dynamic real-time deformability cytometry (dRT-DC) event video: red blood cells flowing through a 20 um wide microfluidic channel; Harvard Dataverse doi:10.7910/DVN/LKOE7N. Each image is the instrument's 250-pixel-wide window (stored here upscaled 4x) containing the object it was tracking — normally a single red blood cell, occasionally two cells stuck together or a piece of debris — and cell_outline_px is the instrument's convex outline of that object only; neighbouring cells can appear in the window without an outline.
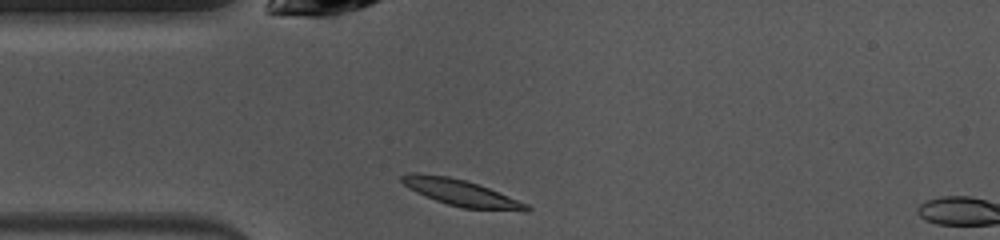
{"species": "common noctule bat (a hibernating species)", "species_latin": "Nyctalus noctula", "temperature_condition": "warm", "stored_images_in_passage": 3, "camera_frame_rate_fps": 3000, "um_per_image_px": 0.085, "animal": {"sex": "female", "body_mass_g": 10.0, "forearm_length_mm": 53.1}, "frame": {"image": 1, "passage_image": 1, "time_ms": 0.0, "image_size_px": [1000, 240], "cell_outline_px": [[532, 208], [528, 212], [524, 212], [460, 208], [436, 200], [416, 192], [408, 188], [400, 180], [400, 176], [412, 172], [416, 172], [448, 176], [464, 180], [488, 188], [528, 204]], "centroid_in_image_um": [39.22, 16.4], "position_along_channel_um": 45.8, "area_um2": 19.25}}